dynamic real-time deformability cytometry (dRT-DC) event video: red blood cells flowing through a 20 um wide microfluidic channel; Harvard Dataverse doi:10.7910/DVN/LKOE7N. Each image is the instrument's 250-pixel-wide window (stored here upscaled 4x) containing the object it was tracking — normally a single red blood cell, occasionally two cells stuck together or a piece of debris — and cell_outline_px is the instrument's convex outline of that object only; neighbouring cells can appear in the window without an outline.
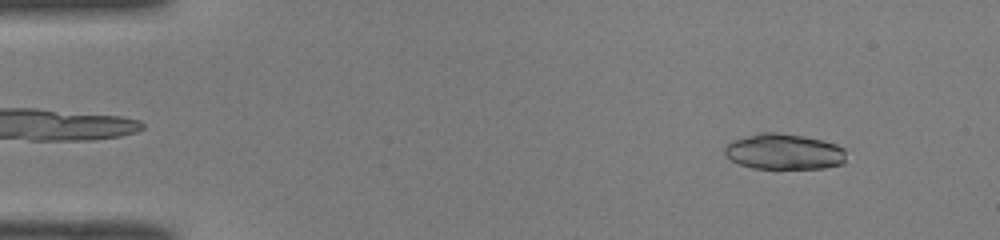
{"species": "common noctule bat (a hibernating species)", "species_latin": "Nyctalus noctula", "temperature_condition": "room temperature", "stored_images_in_passage": 49, "camera_frame_rate_fps": 3000, "um_per_image_px": 0.085, "animal": {"sex": "male", "body_mass_g": 19.0, "forearm_length_mm": 50.8}, "frame": {"image": 1, "passage_image": 5, "time_ms": 1.333, "image_size_px": [1000, 240], "cell_outline_px": [[844, 164], [824, 168], [752, 168], [740, 164], [724, 156], [724, 148], [732, 140], [760, 132], [776, 132], [804, 136], [836, 144], [844, 148]], "centroid_in_image_um": [66.62, 12.89], "position_along_channel_um": 18.4, "area_um2": 25.26}}
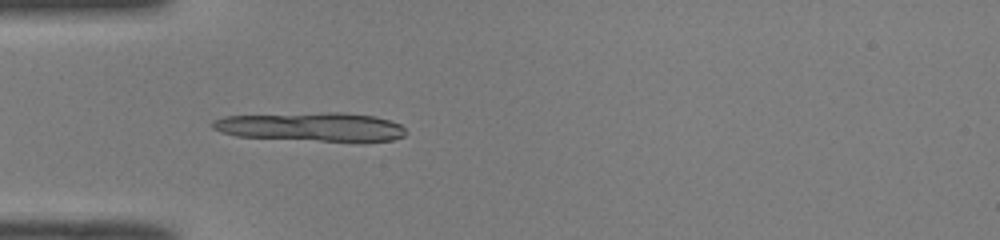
{"frame": {"image": 2, "passage_image": 15, "time_ms": 4.667, "image_size_px": [1000, 240], "cell_outline_px": [[408, 132], [404, 136], [392, 140], [320, 140], [236, 136], [220, 132], [212, 128], [212, 120], [224, 116], [328, 112], [344, 112], [376, 116], [400, 124]], "centroid_in_image_um": [26.45, 10.76], "position_along_channel_um": 58.6, "area_um2": 32.02}}